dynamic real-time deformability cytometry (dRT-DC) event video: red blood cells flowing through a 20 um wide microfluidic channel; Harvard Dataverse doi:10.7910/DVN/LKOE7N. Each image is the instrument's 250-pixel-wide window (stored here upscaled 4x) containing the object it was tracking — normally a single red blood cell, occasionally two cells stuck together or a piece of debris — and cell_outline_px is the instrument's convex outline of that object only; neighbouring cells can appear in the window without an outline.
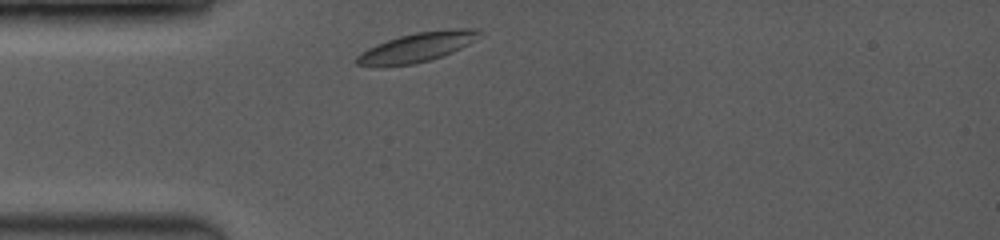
{"species": "common noctule bat (a hibernating species)", "species_latin": "Nyctalus noctula", "temperature_condition": "room temperature", "stored_images_in_passage": 49, "camera_frame_rate_fps": 3500, "um_per_image_px": 0.085, "animal": {"sex": "female", "body_mass_g": 19.0, "forearm_length_mm": 53.3}, "frame": {"image": 1, "passage_image": 3, "time_ms": 0.286, "image_size_px": [1000, 240], "cell_outline_px": [[484, 32], [468, 44], [460, 48], [440, 56], [428, 60], [412, 64], [356, 64], [356, 56], [360, 52], [376, 44], [400, 36], [416, 32], [456, 28], [480, 28]], "centroid_in_image_um": [35.53, 3.96], "position_along_channel_um": 49.5, "area_um2": 20.29}}
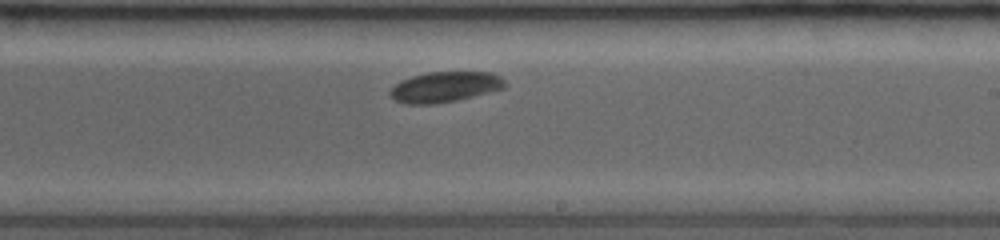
{"frame": {"image": 2, "passage_image": 31, "time_ms": 5.714, "image_size_px": [1000, 240], "cell_outline_px": [[508, 84], [504, 88], [456, 100], [432, 104], [408, 104], [396, 100], [388, 92], [396, 84], [412, 76], [428, 72], [492, 72], [500, 76]], "centroid_in_image_um": [37.85, 7.38], "position_along_channel_um": 251.1, "area_um2": 20.11}}
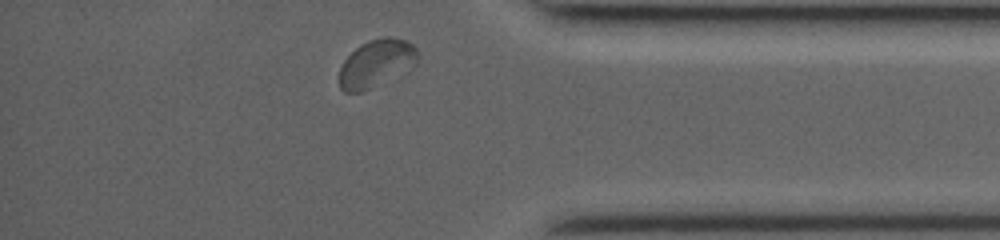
{"frame": {"image": 3, "passage_image": 48, "time_ms": 9.714, "image_size_px": [1000, 240], "cell_outline_px": [[420, 56], [416, 64], [408, 72], [360, 92], [344, 92], [340, 88], [340, 68], [344, 60], [360, 44], [368, 40], [388, 36], [392, 36], [404, 40], [412, 44], [416, 48]], "centroid_in_image_um": [32.04, 5.38], "position_along_channel_um": 403.2, "area_um2": 21.96}, "authors_computed_cell_mechanics": {"area_um2": 20.4034, "velocity_mm_per_s": 3.9391, "shape_relaxation_time_tau1_ms": 1.9206, "shape_relaxation_time_tau2_ms": null, "deformation_change_tau1": 0.0616, "deformation_change_tau2": null}}